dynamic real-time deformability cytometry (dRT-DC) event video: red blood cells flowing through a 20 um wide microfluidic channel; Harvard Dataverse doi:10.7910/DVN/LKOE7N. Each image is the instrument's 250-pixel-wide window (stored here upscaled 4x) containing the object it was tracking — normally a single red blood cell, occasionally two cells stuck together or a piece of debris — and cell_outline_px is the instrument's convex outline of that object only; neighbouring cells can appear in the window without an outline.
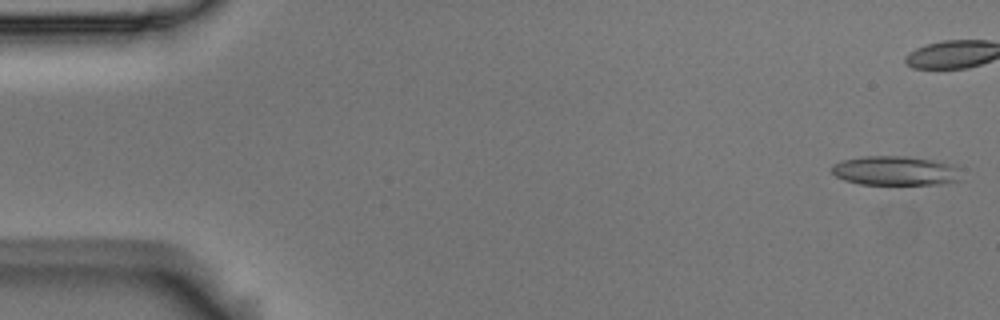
{"species": "Egyptian fruit bat (a non-hibernating species)", "species_latin": "Rousettus aegyptiacus", "temperature_condition": "room temperature", "stored_images_in_passage": 6, "camera_frame_rate_fps": 3000, "um_per_image_px": 0.085, "animal": {"sex": "male"}, "frame": {"image": 1, "passage_image": 1, "time_ms": 0.0, "image_size_px": [1000, 320], "cell_outline_px": [[964, 180], [944, 184], [860, 184], [844, 180], [836, 176], [832, 172], [832, 164], [840, 160], [864, 156], [904, 156], [932, 160], [948, 164], [956, 168]], "centroid_in_image_um": [76.08, 14.52], "position_along_channel_um": 8.9, "area_um2": 22.14}}
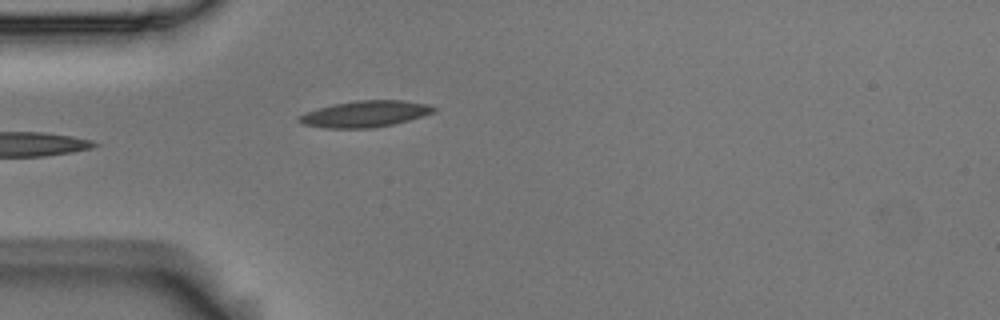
{"frame": {"image": 2, "passage_image": 6, "time_ms": 1.667, "image_size_px": [1000, 320], "cell_outline_px": [[436, 108], [432, 112], [408, 120], [392, 124], [372, 128], [324, 128], [300, 124], [296, 120], [300, 116], [308, 112], [320, 108], [336, 104], [360, 100], [404, 100], [428, 104]], "centroid_in_image_um": [31.01, 9.69], "position_along_channel_um": 54.0, "area_um2": 20.29}}